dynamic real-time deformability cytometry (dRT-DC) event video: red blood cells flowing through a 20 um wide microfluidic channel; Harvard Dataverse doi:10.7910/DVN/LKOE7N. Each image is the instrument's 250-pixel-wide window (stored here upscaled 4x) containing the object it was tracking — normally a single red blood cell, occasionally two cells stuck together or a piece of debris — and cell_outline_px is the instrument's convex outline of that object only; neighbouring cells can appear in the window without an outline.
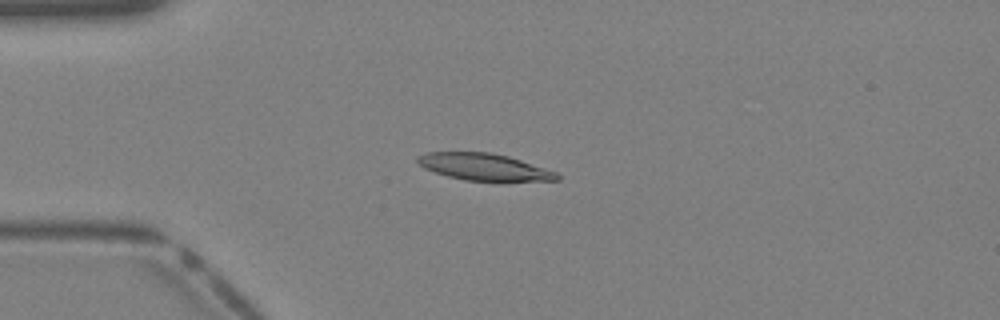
{"species": "Egyptian fruit bat (a non-hibernating species)", "species_latin": "Rousettus aegyptiacus", "temperature_condition": "warm", "stored_images_in_passage": 33, "camera_frame_rate_fps": 3000, "um_per_image_px": 0.085, "animal": {"sex": "female"}, "frame": {"image": 1, "passage_image": 4, "time_ms": 1.0, "image_size_px": [1000, 320], "cell_outline_px": [[560, 180], [464, 180], [448, 176], [424, 168], [416, 160], [416, 156], [428, 152], [492, 152], [508, 156], [556, 172], [560, 176]], "centroid_in_image_um": [41.1, 14.17], "position_along_channel_um": 43.9, "area_um2": 21.39}}
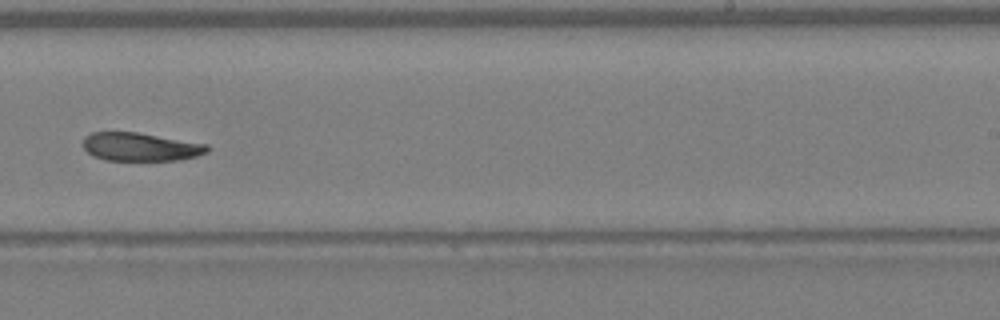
{"frame": {"image": 2, "passage_image": 19, "time_ms": 6.0, "image_size_px": [1000, 320], "cell_outline_px": [[208, 152], [196, 156], [180, 160], [104, 160], [92, 156], [80, 144], [84, 136], [92, 132], [136, 132], [208, 144]], "centroid_in_image_um": [11.89, 12.48], "position_along_channel_um": 277.1, "area_um2": 20.63}}
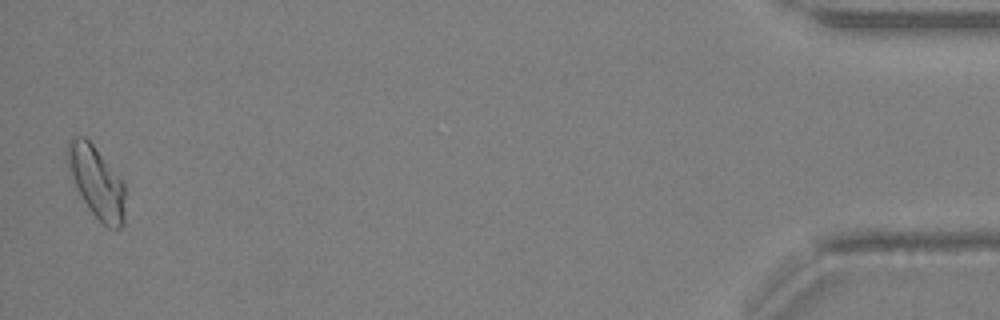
{"frame": {"image": 3, "passage_image": 33, "time_ms": 10.667, "image_size_px": [1000, 320], "cell_outline_px": [[124, 224], [120, 228], [108, 228], [88, 208], [76, 188], [68, 172], [64, 156], [64, 152], [68, 140], [76, 136], [84, 136], [96, 148], [124, 184]], "centroid_in_image_um": [8.14, 15.44], "position_along_channel_um": 427.1, "area_um2": 24.16}}